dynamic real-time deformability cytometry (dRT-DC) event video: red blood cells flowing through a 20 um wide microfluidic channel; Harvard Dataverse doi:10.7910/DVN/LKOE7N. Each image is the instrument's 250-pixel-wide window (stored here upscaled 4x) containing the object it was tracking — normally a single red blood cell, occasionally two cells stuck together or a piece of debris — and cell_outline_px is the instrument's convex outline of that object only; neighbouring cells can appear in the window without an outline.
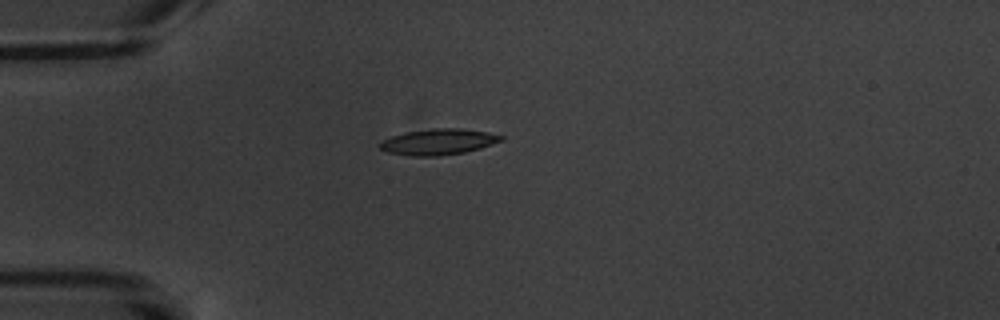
{"species": "common noctule bat (a hibernating species)", "species_latin": "Nyctalus noctula", "temperature_condition": "warm", "stored_images_in_passage": 10, "camera_frame_rate_fps": 3000, "um_per_image_px": 0.085, "animal": {"sex": "male", "body_mass_g": 20.1, "forearm_length_mm": 53.5}, "frame": {"image": 1, "passage_image": 4, "time_ms": 4.333, "image_size_px": [1000, 320], "cell_outline_px": [[504, 140], [480, 148], [464, 152], [440, 156], [412, 156], [388, 152], [380, 148], [376, 144], [392, 136], [404, 132], [432, 128], [460, 128], [488, 132], [504, 136]], "centroid_in_image_um": [37.26, 12.05], "position_along_channel_um": 47.7, "area_um2": 18.38}}
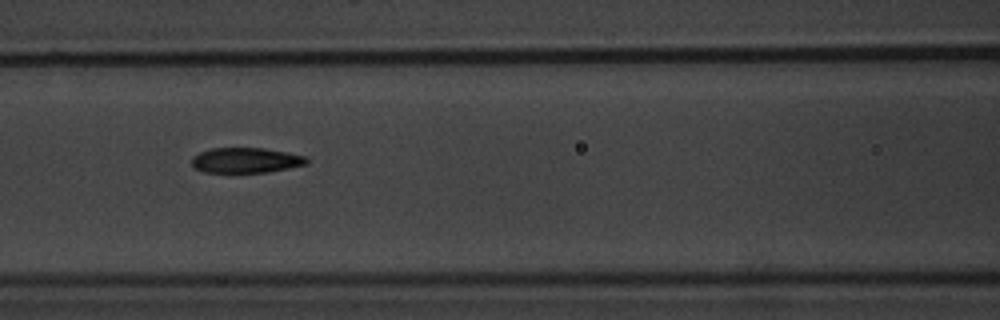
{"frame": {"image": 2, "passage_image": 7, "time_ms": 7.667, "image_size_px": [1000, 320], "cell_outline_px": [[308, 164], [268, 172], [204, 172], [192, 168], [192, 156], [200, 152], [212, 148], [264, 148], [308, 156]], "centroid_in_image_um": [20.9, 13.62], "position_along_channel_um": 145.7, "area_um2": 16.99}}
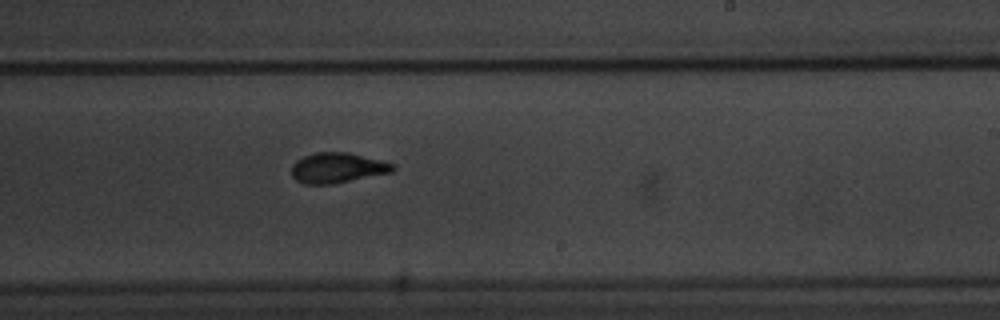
{"frame": {"image": 3, "passage_image": 10, "time_ms": 11.0, "image_size_px": [1000, 320], "cell_outline_px": [[396, 168], [392, 172], [332, 184], [304, 184], [296, 180], [292, 176], [292, 164], [296, 160], [304, 156], [316, 152], [348, 152], [380, 160], [392, 164]], "centroid_in_image_um": [28.65, 14.26], "position_along_channel_um": 260.4, "area_um2": 17.74}}